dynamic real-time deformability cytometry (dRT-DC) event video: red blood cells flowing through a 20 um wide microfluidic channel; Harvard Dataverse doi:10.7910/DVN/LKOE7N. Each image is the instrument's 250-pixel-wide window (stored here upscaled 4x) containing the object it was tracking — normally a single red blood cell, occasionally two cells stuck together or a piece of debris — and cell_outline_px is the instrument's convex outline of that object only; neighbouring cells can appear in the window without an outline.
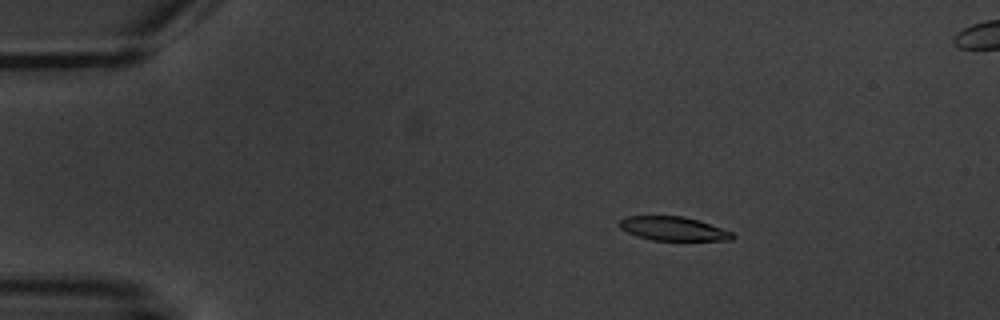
{"species": "common noctule bat (a hibernating species)", "species_latin": "Nyctalus noctula", "temperature_condition": "warm", "stored_images_in_passage": 4, "camera_frame_rate_fps": 3000, "um_per_image_px": 0.085, "animal": {"sex": "male", "body_mass_g": 20.1, "forearm_length_mm": 53.5}, "frame": {"image": 1, "passage_image": 1, "time_ms": 0.0, "image_size_px": [1000, 320], "cell_outline_px": [[736, 236], [732, 240], [652, 240], [636, 236], [620, 228], [620, 220], [624, 216], [684, 216], [732, 232]], "centroid_in_image_um": [57.2, 19.44], "position_along_channel_um": 27.8, "area_um2": 15.55}}